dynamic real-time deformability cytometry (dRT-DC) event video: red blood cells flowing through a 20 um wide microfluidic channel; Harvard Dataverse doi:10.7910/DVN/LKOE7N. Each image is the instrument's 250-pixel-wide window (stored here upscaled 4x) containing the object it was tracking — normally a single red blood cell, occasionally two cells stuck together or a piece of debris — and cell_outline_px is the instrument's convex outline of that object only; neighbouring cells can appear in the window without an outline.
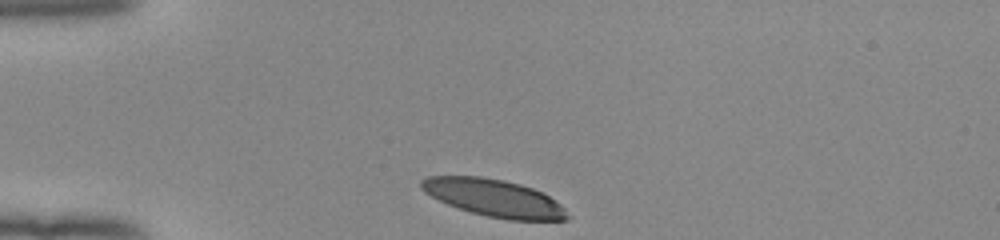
{"species": "human", "species_latin": "Homo sapiens", "temperature_condition": "room temperature", "stored_images_in_passage": 31, "camera_frame_rate_fps": 3000, "um_per_image_px": 0.085, "donor": {"sex": "female"}, "frame": {"image": 1, "passage_image": 1, "time_ms": 0.0, "image_size_px": [1000, 240], "cell_outline_px": [[572, 216], [568, 220], [508, 220], [488, 216], [472, 212], [448, 204], [424, 192], [420, 188], [420, 180], [428, 176], [480, 176], [504, 180], [520, 184], [532, 188], [548, 196], [560, 204]], "centroid_in_image_um": [42.0, 16.82], "position_along_channel_um": 43.0, "area_um2": 31.62}}
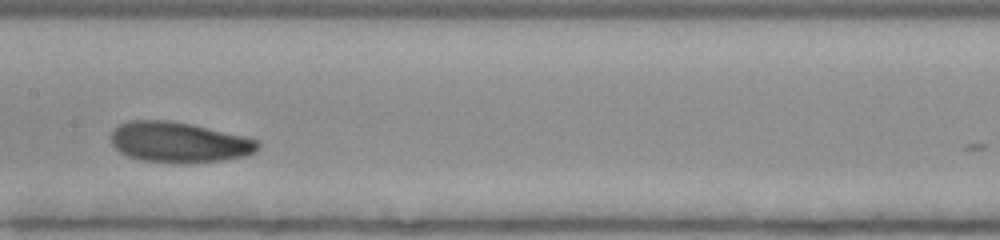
{"frame": {"image": 2, "passage_image": 15, "time_ms": 4.667, "image_size_px": [1000, 240], "cell_outline_px": [[260, 148], [256, 152], [244, 156], [224, 160], [188, 164], [180, 164], [140, 160], [128, 156], [120, 152], [112, 144], [112, 128], [120, 124], [132, 120], [168, 120], [192, 124], [244, 136], [256, 140], [260, 144]], "centroid_in_image_um": [15.22, 12.1], "position_along_channel_um": 192.2, "area_um2": 34.97}}
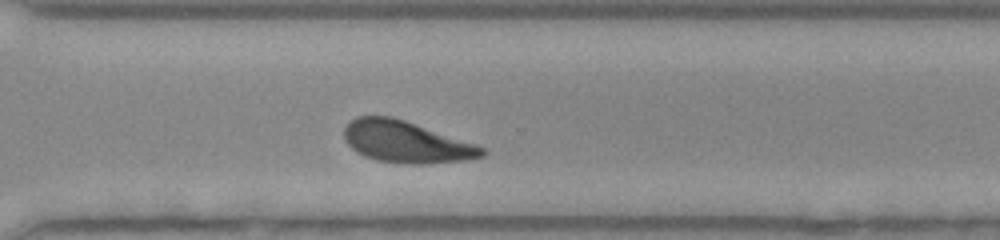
{"frame": {"image": 3, "passage_image": 26, "time_ms": 8.333, "image_size_px": [1000, 240], "cell_outline_px": [[488, 152], [484, 156], [468, 160], [420, 164], [404, 164], [376, 160], [364, 156], [356, 152], [344, 140], [344, 128], [356, 116], [392, 116], [476, 144], [484, 148]], "centroid_in_image_um": [34.52, 12.07], "position_along_channel_um": 336.1, "area_um2": 33.47}, "authors_computed_cell_mechanics": {"area_um2": 34.0442, "velocity_mm_per_s": 3.9172, "shape_relaxation_time_tau1_ms": 2.3286, "shape_relaxation_time_tau2_ms": 4.2377, "deformation_change_tau1": 0.1224, "deformation_change_tau2": 0.121}}